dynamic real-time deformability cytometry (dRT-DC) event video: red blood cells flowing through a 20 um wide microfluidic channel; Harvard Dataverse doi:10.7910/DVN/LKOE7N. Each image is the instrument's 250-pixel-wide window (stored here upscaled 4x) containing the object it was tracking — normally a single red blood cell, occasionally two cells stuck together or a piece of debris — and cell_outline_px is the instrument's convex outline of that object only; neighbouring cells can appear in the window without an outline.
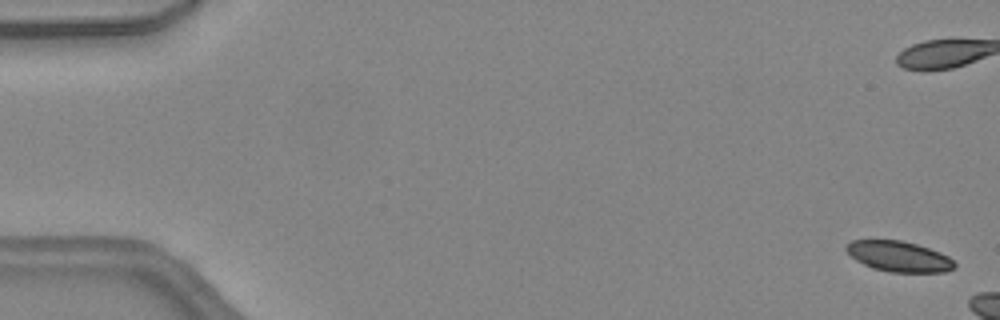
{"species": "common noctule bat (a hibernating species)", "species_latin": "Nyctalus noctula", "temperature_condition": "warm", "stored_images_in_passage": 6, "camera_frame_rate_fps": 3000, "um_per_image_px": 0.085, "animal": {"sex": "female", "body_mass_g": 24.6, "forearm_length_mm": 56.2}, "frame": {"image": 1, "passage_image": 1, "time_ms": 0.0, "image_size_px": [1000, 320], "cell_outline_px": [[956, 268], [944, 272], [888, 272], [872, 268], [856, 260], [844, 248], [852, 240], [900, 240], [916, 244], [940, 252], [948, 256], [956, 264]], "centroid_in_image_um": [76.42, 21.8], "position_along_channel_um": 8.6, "area_um2": 19.19}}